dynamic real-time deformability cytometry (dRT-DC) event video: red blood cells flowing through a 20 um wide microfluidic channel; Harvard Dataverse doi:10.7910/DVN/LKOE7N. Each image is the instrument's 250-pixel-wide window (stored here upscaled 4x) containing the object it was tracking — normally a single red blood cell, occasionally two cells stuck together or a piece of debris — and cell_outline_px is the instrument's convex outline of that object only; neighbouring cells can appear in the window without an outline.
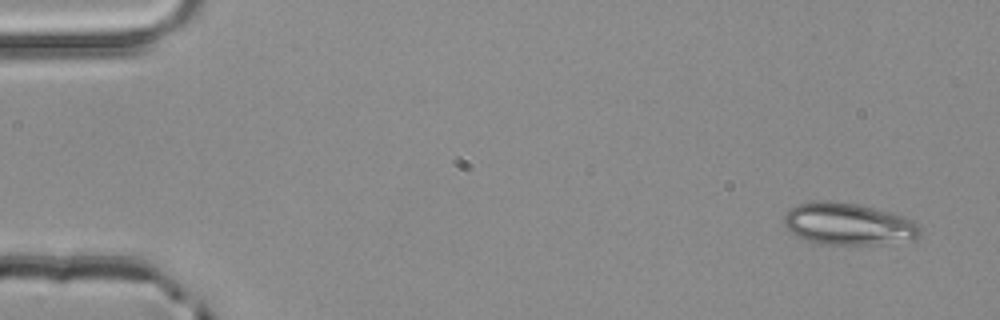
{"species": "common noctule bat (a hibernating species)", "species_latin": "Nyctalus noctula", "temperature_condition": "room temperature", "stored_images_in_passage": 4, "camera_frame_rate_fps": 3000, "um_per_image_px": 0.085, "animal": {"sex": "male", "body_mass_g": 20.4}, "frame": {"image": 1, "passage_image": 1, "time_ms": 0.0, "image_size_px": [1000, 320], "cell_outline_px": [[920, 236], [916, 240], [876, 244], [820, 244], [796, 236], [784, 224], [784, 216], [788, 208], [796, 204], [812, 200], [824, 200], [856, 204], [904, 216], [912, 220], [920, 228]], "centroid_in_image_um": [72.08, 19.03], "position_along_channel_um": 12.9, "area_um2": 33.29}}